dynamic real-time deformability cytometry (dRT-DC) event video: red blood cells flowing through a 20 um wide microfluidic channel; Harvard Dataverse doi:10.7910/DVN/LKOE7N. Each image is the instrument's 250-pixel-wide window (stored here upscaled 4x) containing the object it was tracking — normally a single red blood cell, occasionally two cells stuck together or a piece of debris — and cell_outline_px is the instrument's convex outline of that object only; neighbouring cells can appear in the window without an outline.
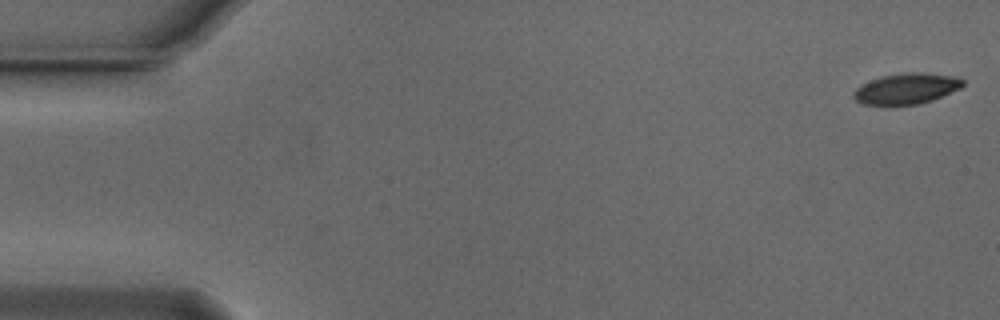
{"species": "Egyptian fruit bat (a non-hibernating species)", "species_latin": "Rousettus aegyptiacus", "temperature_condition": "cold", "stored_images_in_passage": 55, "camera_frame_rate_fps": 3000, "um_per_image_px": 0.085, "animal": {"sex": "male"}, "frame": {"image": 1, "passage_image": 1, "time_ms": 0.0, "image_size_px": [1000, 320], "cell_outline_px": [[964, 84], [960, 88], [932, 100], [920, 104], [860, 104], [852, 96], [852, 92], [856, 88], [880, 76], [904, 72], [920, 72], [956, 76], [964, 80]], "centroid_in_image_um": [77.05, 7.52], "position_along_channel_um": 8.0, "area_um2": 19.48}}
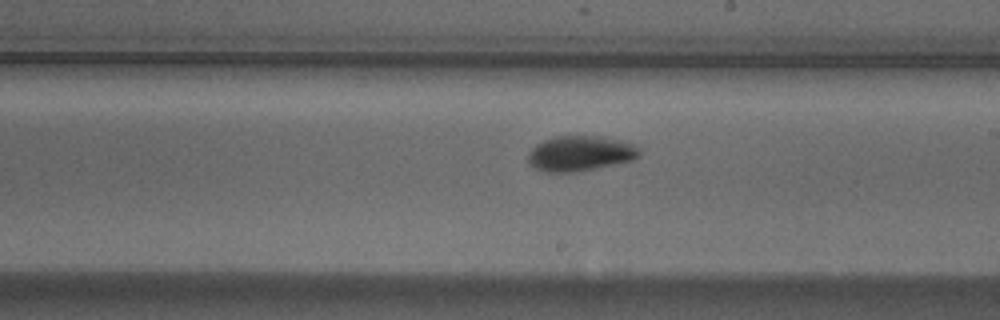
{"frame": {"image": 2, "passage_image": 31, "time_ms": 10.0, "image_size_px": [1000, 320], "cell_outline_px": [[640, 156], [632, 160], [596, 168], [576, 172], [544, 172], [532, 168], [528, 164], [528, 152], [536, 144], [544, 140], [556, 136], [596, 136], [636, 144], [640, 148]], "centroid_in_image_um": [49.28, 13.05], "position_along_channel_um": 239.7, "area_um2": 22.95}}
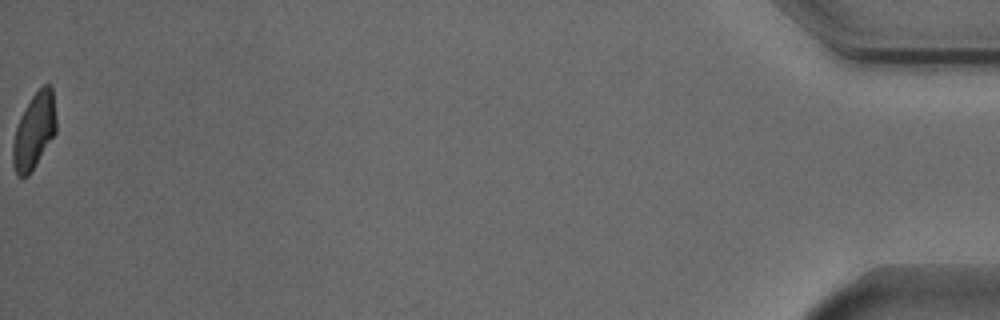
{"frame": {"image": 3, "passage_image": 55, "time_ms": 18.0, "image_size_px": [1000, 320], "cell_outline_px": [[56, 132], [36, 164], [28, 176], [24, 180], [16, 176], [12, 164], [12, 144], [16, 128], [20, 116], [24, 108], [32, 96], [44, 84], [52, 84], [56, 116]], "centroid_in_image_um": [2.89, 11.16], "position_along_channel_um": 432.3, "area_um2": 19.42}, "authors_computed_cell_mechanics": {"area_um2": 20.8658, "velocity_mm_per_s": 3.7318, "shape_relaxation_time_tau1_ms": 3.3133, "shape_relaxation_time_tau2_ms": 3.9543, "deformation_change_tau1": 0.1282, "deformation_change_tau2": 0.0869}}